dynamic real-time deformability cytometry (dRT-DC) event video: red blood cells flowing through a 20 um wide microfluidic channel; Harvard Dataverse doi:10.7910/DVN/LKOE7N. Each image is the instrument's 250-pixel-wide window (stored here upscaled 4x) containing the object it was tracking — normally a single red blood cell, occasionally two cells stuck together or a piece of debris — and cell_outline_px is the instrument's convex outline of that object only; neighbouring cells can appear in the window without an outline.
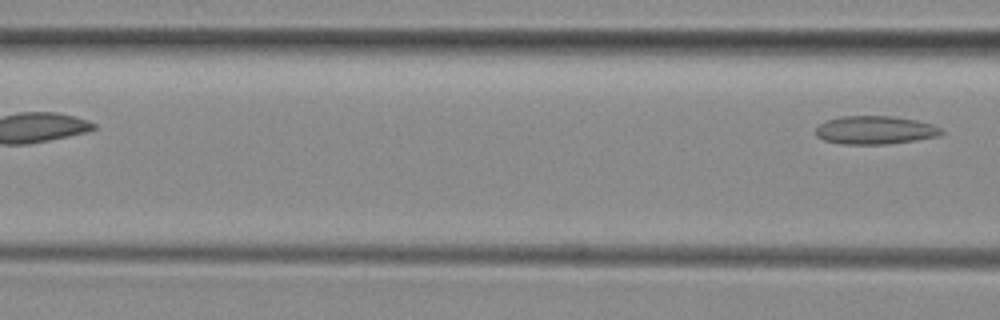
{"species": "common noctule bat (a hibernating species)", "species_latin": "Nyctalus noctula", "temperature_condition": "room temperature", "stored_images_in_passage": 5, "camera_frame_rate_fps": 3000, "um_per_image_px": 0.085, "animal": {"sex": "female", "body_mass_g": 29.2, "forearm_length_mm": 56.3}, "frame": {"image": 1, "passage_image": 5, "time_ms": 4.667, "image_size_px": [1000, 320], "cell_outline_px": [[944, 132], [940, 136], [916, 140], [884, 144], [840, 144], [824, 140], [816, 136], [816, 128], [820, 124], [828, 120], [840, 116], [892, 116], [916, 120], [932, 124], [940, 128]], "centroid_in_image_um": [74.39, 11.06], "position_along_channel_um": 92.2, "area_um2": 20.69}}